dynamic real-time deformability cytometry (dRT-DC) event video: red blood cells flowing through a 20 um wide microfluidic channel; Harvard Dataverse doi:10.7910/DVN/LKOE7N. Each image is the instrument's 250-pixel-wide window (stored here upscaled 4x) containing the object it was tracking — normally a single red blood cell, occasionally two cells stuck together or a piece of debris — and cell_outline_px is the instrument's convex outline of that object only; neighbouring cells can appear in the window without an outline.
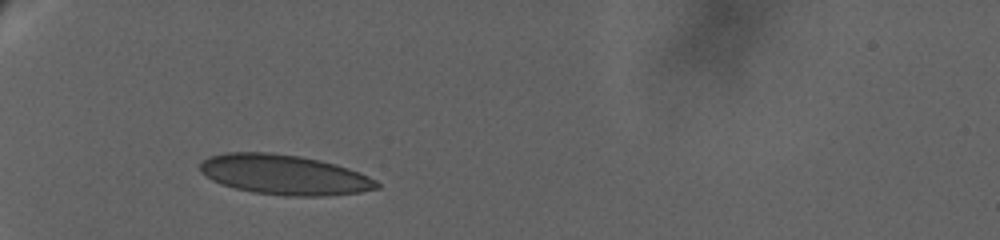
{"species": "human", "species_latin": "Homo sapiens", "temperature_condition": "warm", "stored_images_in_passage": 16, "camera_frame_rate_fps": 3000, "um_per_image_px": 0.085, "donor": {"sex": "female"}, "frame": {"image": 1, "passage_image": 1, "time_ms": 0.0, "image_size_px": [1000, 240], "cell_outline_px": [[380, 188], [360, 192], [328, 196], [288, 196], [252, 192], [236, 188], [212, 180], [204, 176], [200, 172], [200, 164], [208, 156], [224, 152], [272, 152], [300, 156], [320, 160], [336, 164], [360, 172], [376, 180], [380, 184]], "centroid_in_image_um": [24.17, 14.84], "position_along_channel_um": 60.8, "area_um2": 41.38}}
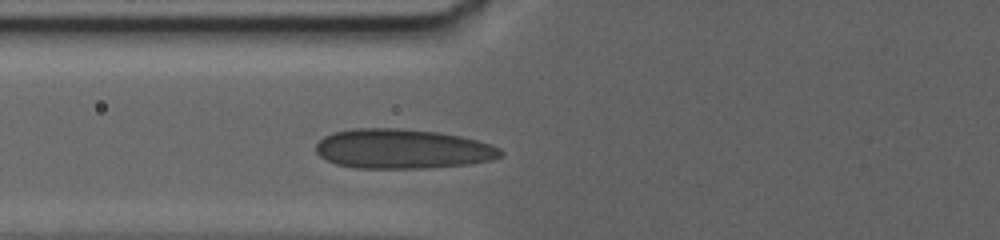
{"frame": {"image": 2, "passage_image": 8, "time_ms": 2.0, "image_size_px": [1000, 240], "cell_outline_px": [[504, 152], [500, 156], [492, 160], [472, 164], [432, 168], [356, 168], [336, 164], [320, 156], [316, 152], [316, 144], [324, 136], [332, 132], [352, 128], [396, 128], [440, 132], [460, 136], [476, 140], [500, 148]], "centroid_in_image_um": [34.21, 12.66], "position_along_channel_um": 91.6, "area_um2": 42.89}}
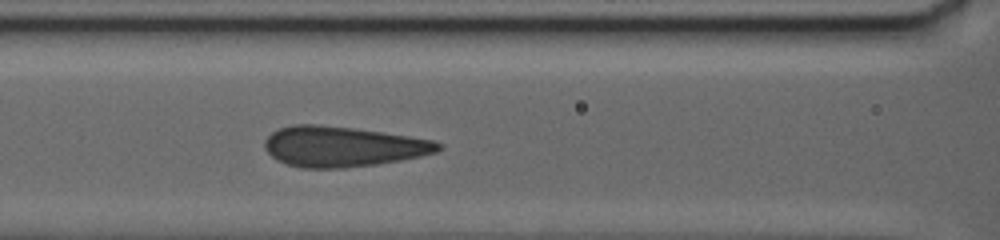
{"frame": {"image": 3, "passage_image": 15, "time_ms": 3.667, "image_size_px": [1000, 240], "cell_outline_px": [[444, 148], [436, 152], [420, 156], [400, 160], [376, 164], [344, 168], [300, 168], [276, 160], [264, 148], [264, 140], [272, 132], [280, 128], [292, 124], [320, 124], [352, 128], [408, 136], [432, 140], [444, 144]], "centroid_in_image_um": [29.11, 12.46], "position_along_channel_um": 137.5, "area_um2": 40.81}}